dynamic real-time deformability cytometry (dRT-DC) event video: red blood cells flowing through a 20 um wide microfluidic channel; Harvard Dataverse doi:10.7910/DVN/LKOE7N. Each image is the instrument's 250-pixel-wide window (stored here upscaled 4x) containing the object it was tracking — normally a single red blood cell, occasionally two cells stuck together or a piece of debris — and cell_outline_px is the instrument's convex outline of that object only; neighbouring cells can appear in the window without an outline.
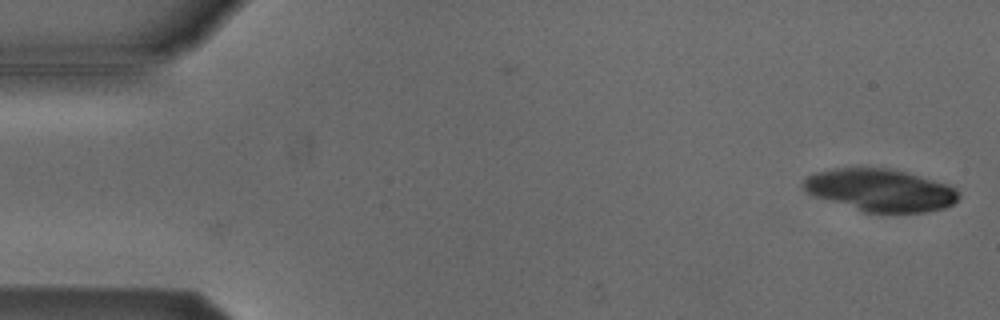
{"species": "Egyptian fruit bat (a non-hibernating species)", "species_latin": "Rousettus aegyptiacus", "temperature_condition": "cold", "stored_images_in_passage": 5, "camera_frame_rate_fps": 3000, "um_per_image_px": 0.085, "animal": {"sex": "male"}, "frame": {"image": 1, "passage_image": 5, "time_ms": 1.333, "image_size_px": [1000, 320], "cell_outline_px": [[960, 196], [952, 204], [944, 208], [928, 212], [864, 212], [816, 196], [808, 192], [804, 188], [804, 180], [808, 176], [816, 172], [832, 168], [892, 168], [908, 172], [948, 184], [956, 188], [960, 192]], "centroid_in_image_um": [74.89, 16.15], "position_along_channel_um": 10.1, "area_um2": 38.21}}